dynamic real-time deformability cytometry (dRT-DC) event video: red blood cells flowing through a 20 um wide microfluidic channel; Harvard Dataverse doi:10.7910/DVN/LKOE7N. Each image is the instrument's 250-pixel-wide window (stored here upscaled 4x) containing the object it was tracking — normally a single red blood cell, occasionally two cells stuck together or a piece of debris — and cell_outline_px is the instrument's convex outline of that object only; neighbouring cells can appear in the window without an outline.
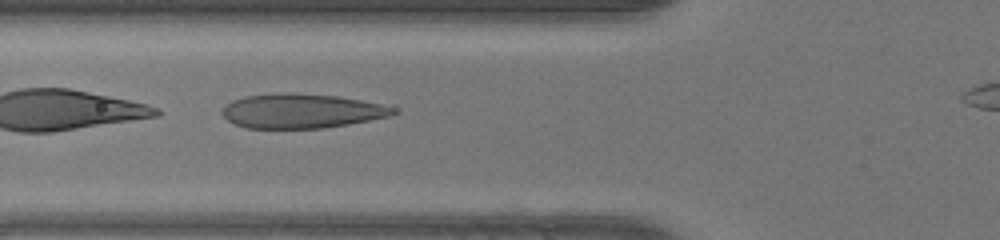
{"species": "human", "species_latin": "Homo sapiens", "temperature_condition": "warm", "stored_images_in_passage": 29, "camera_frame_rate_fps": 3000, "um_per_image_px": 0.085, "donor": {"sex": "female"}, "frame": {"image": 1, "passage_image": 3, "time_ms": 0.667, "image_size_px": [1000, 240], "cell_outline_px": [[396, 112], [388, 116], [348, 124], [324, 128], [244, 128], [228, 120], [220, 112], [224, 104], [232, 100], [244, 96], [292, 92], [336, 96], [360, 100], [380, 104], [396, 108]], "centroid_in_image_um": [25.56, 9.43], "position_along_channel_um": 100.2, "area_um2": 34.16}}
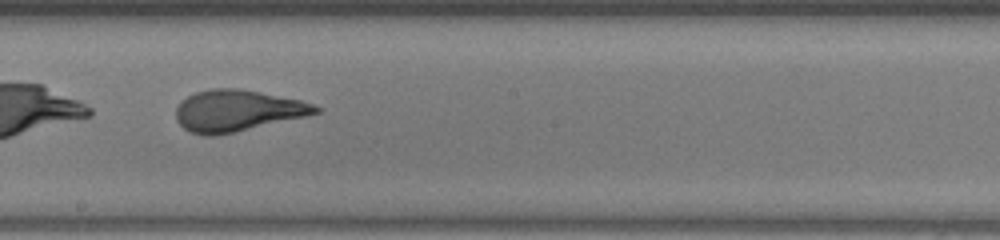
{"frame": {"image": 2, "passage_image": 12, "time_ms": 3.667, "image_size_px": [1000, 240], "cell_outline_px": [[320, 112], [308, 116], [236, 132], [216, 136], [204, 136], [192, 132], [184, 128], [176, 120], [176, 108], [188, 96], [196, 92], [212, 88], [240, 88], [300, 100], [312, 104], [320, 108]], "centroid_in_image_um": [20.18, 9.42], "position_along_channel_um": 228.0, "area_um2": 33.64}}
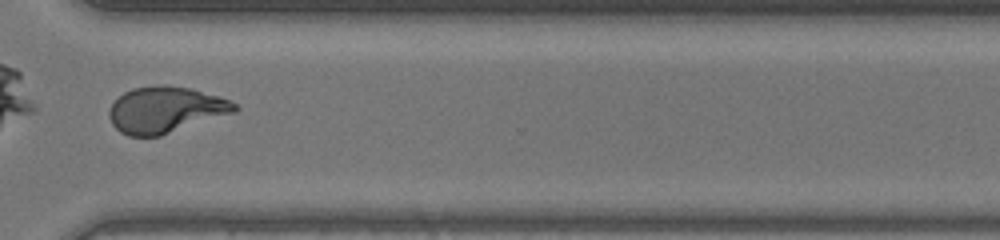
{"frame": {"image": 3, "passage_image": 21, "time_ms": 6.667, "image_size_px": [1000, 240], "cell_outline_px": [[240, 108], [236, 112], [160, 136], [128, 136], [120, 132], [112, 124], [108, 116], [108, 112], [112, 104], [124, 92], [132, 88], [160, 84], [188, 88], [220, 96], [236, 104]], "centroid_in_image_um": [14.07, 9.33], "position_along_channel_um": 356.5, "area_um2": 33.81}}